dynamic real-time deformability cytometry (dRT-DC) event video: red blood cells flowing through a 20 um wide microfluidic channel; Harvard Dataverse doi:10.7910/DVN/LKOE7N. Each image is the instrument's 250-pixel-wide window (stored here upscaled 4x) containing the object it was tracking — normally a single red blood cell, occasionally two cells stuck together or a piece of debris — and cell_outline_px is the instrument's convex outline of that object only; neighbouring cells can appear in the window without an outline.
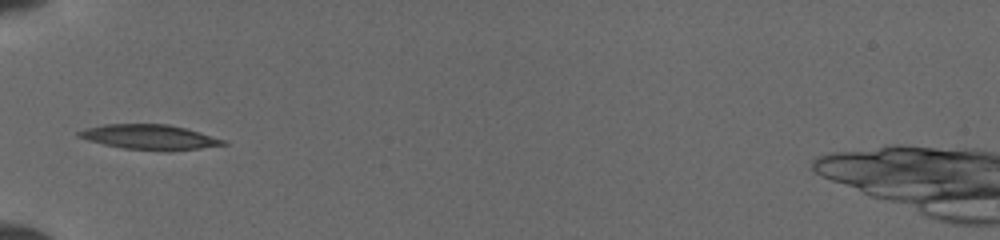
{"species": "common noctule bat (a hibernating species)", "species_latin": "Nyctalus noctula", "temperature_condition": "cold", "stored_images_in_passage": 4, "camera_frame_rate_fps": 3000, "um_per_image_px": 0.085, "animal": {"sex": "female", "body_mass_g": 19.5, "forearm_length_mm": 54.1}, "frame": {"image": 1, "passage_image": 2, "time_ms": 0.667, "image_size_px": [1000, 240], "cell_outline_px": [[228, 144], [200, 148], [168, 152], [164, 152], [124, 148], [104, 144], [88, 140], [76, 136], [76, 132], [84, 128], [104, 124], [168, 124], [200, 132], [224, 140]], "centroid_in_image_um": [12.68, 11.66], "position_along_channel_um": 72.3, "area_um2": 21.1}}